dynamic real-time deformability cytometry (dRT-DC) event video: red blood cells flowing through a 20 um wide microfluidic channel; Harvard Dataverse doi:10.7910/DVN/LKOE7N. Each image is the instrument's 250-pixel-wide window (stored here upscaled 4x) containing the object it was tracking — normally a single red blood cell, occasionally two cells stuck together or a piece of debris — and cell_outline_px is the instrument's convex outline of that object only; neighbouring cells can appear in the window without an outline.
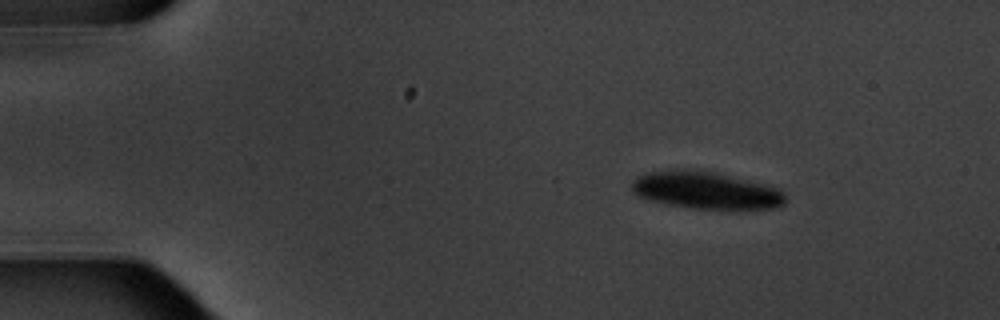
{"species": "common noctule bat (a hibernating species)", "species_latin": "Nyctalus noctula", "temperature_condition": "warm", "stored_images_in_passage": 6, "camera_frame_rate_fps": 3000, "um_per_image_px": 0.085, "animal": {"sex": "male", "body_mass_g": 20.1, "forearm_length_mm": 53.5}, "frame": {"image": 1, "passage_image": 1, "time_ms": 0.0, "image_size_px": [1000, 320], "cell_outline_px": [[784, 204], [772, 208], [696, 208], [668, 204], [652, 200], [640, 196], [632, 192], [632, 180], [636, 176], [648, 172], [680, 168], [692, 168], [716, 172], [768, 184], [780, 188], [784, 192]], "centroid_in_image_um": [60.0, 16.13], "position_along_channel_um": 25.0, "area_um2": 33.41}}